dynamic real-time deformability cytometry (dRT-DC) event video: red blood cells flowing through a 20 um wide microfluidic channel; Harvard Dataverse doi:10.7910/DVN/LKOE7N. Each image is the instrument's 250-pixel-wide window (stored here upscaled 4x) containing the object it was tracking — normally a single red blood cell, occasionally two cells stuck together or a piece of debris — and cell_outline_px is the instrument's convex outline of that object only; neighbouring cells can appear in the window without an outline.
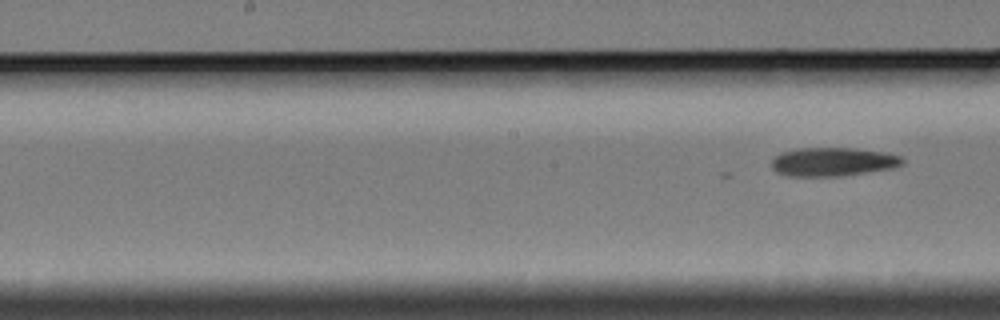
{"species": "Egyptian fruit bat (a non-hibernating species)", "species_latin": "Rousettus aegyptiacus", "temperature_condition": "cold", "stored_images_in_passage": 10, "camera_frame_rate_fps": 3000, "um_per_image_px": 0.085, "animal": {"sex": "female"}, "frame": {"image": 1, "passage_image": 10, "time_ms": 11.667, "image_size_px": [1000, 320], "cell_outline_px": [[904, 164], [892, 168], [836, 176], [788, 176], [776, 172], [772, 168], [772, 160], [780, 152], [796, 148], [856, 148], [888, 152], [900, 156], [904, 160]], "centroid_in_image_um": [70.79, 13.74], "position_along_channel_um": 177.4, "area_um2": 21.91}}